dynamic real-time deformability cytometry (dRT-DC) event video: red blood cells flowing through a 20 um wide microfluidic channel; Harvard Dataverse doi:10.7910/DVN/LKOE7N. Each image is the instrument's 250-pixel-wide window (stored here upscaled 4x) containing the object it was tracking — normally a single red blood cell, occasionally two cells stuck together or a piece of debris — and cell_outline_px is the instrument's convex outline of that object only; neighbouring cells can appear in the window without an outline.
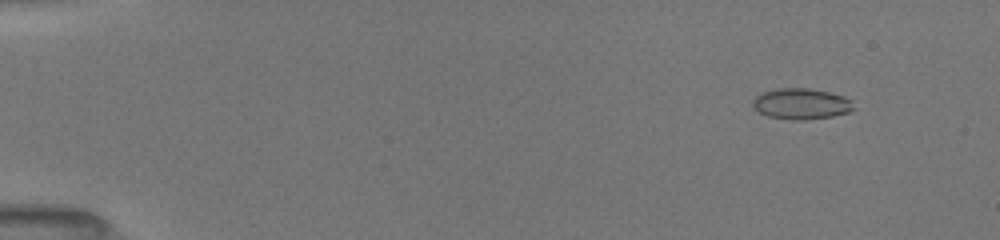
{"species": "common noctule bat (a hibernating species)", "species_latin": "Nyctalus noctula", "temperature_condition": "room temperature", "stored_images_in_passage": 53, "camera_frame_rate_fps": 3000, "um_per_image_px": 0.085, "animal": {"sex": "female", "body_mass_g": 19.5, "forearm_length_mm": 54.1}, "frame": {"image": 1, "passage_image": 6, "time_ms": 1.667, "image_size_px": [1000, 240], "cell_outline_px": [[856, 108], [848, 112], [832, 116], [804, 120], [792, 120], [768, 116], [760, 112], [752, 104], [752, 100], [756, 96], [764, 92], [776, 88], [808, 88], [828, 92], [844, 96], [852, 100]], "centroid_in_image_um": [68.13, 8.82], "position_along_channel_um": 16.9, "area_um2": 18.15}}
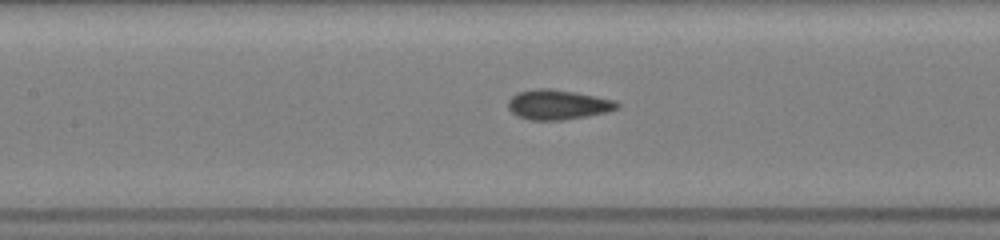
{"frame": {"image": 2, "passage_image": 26, "time_ms": 8.333, "image_size_px": [1000, 240], "cell_outline_px": [[620, 108], [588, 116], [560, 120], [528, 120], [516, 116], [508, 108], [508, 100], [516, 92], [536, 88], [548, 88], [576, 92], [616, 100], [620, 104]], "centroid_in_image_um": [47.4, 8.89], "position_along_channel_um": 160.0, "area_um2": 19.13}}
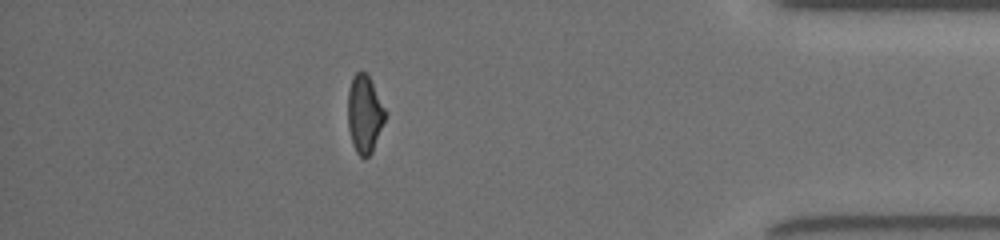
{"frame": {"image": 3, "passage_image": 47, "time_ms": 15.333, "image_size_px": [1000, 240], "cell_outline_px": [[388, 112], [372, 152], [364, 160], [356, 152], [352, 144], [348, 128], [348, 88], [352, 76], [356, 72], [364, 72], [368, 76]], "centroid_in_image_um": [30.98, 9.71], "position_along_channel_um": 404.2, "area_um2": 17.11}, "authors_computed_cell_mechanics": {"area_um2": 18.3226, "velocity_mm_per_s": 4.003, "shape_relaxation_time_tau1_ms": 9.3209, "shape_relaxation_time_tau2_ms": 1.2686, "deformation_change_tau1": 0.1831, "deformation_change_tau2": 0.0649}}